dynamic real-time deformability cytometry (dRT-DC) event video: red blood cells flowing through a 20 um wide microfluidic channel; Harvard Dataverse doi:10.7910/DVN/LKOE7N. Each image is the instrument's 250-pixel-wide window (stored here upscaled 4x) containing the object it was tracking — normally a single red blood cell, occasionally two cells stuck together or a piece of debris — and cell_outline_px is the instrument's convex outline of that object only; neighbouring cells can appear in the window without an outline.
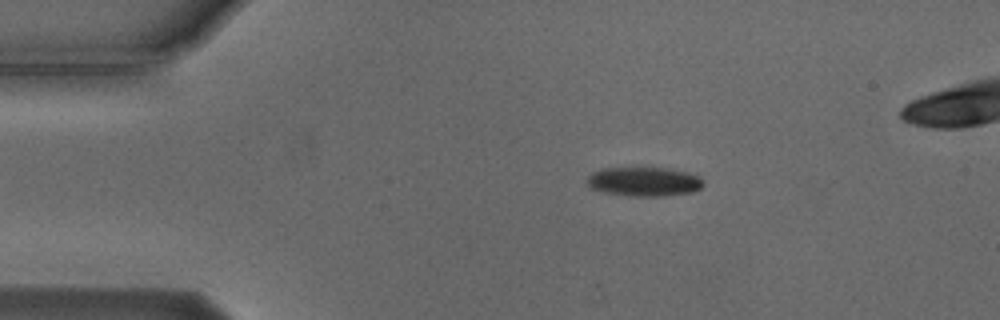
{"species": "Egyptian fruit bat (a non-hibernating species)", "species_latin": "Rousettus aegyptiacus", "temperature_condition": "cold", "stored_images_in_passage": 49, "camera_frame_rate_fps": 3000, "um_per_image_px": 0.085, "animal": {"sex": "male"}, "frame": {"image": 1, "passage_image": 7, "time_ms": 2.0, "image_size_px": [1000, 320], "cell_outline_px": [[704, 184], [700, 188], [692, 192], [664, 196], [628, 196], [604, 192], [592, 188], [588, 184], [588, 176], [592, 172], [600, 168], [664, 168], [688, 172], [704, 180]], "centroid_in_image_um": [54.74, 15.44], "position_along_channel_um": 30.3, "area_um2": 19.71}}
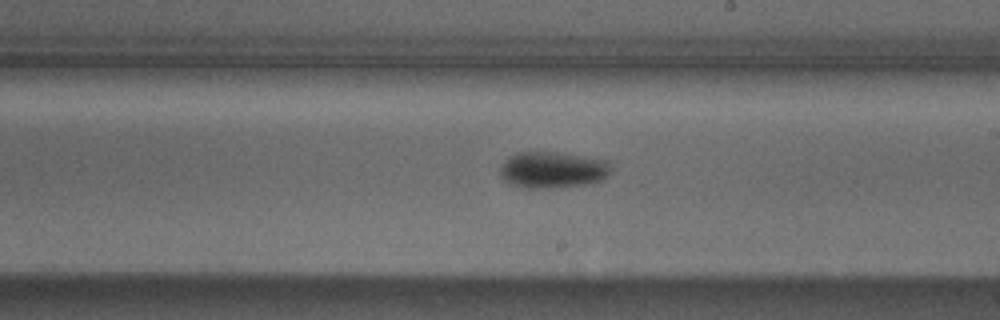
{"frame": {"image": 2, "passage_image": 28, "time_ms": 9.0, "image_size_px": [1000, 320], "cell_outline_px": [[612, 168], [600, 180], [584, 184], [560, 188], [524, 188], [508, 184], [500, 176], [500, 164], [508, 156], [516, 152], [560, 152], [608, 160]], "centroid_in_image_um": [46.91, 14.43], "position_along_channel_um": 242.1, "area_um2": 23.87}}
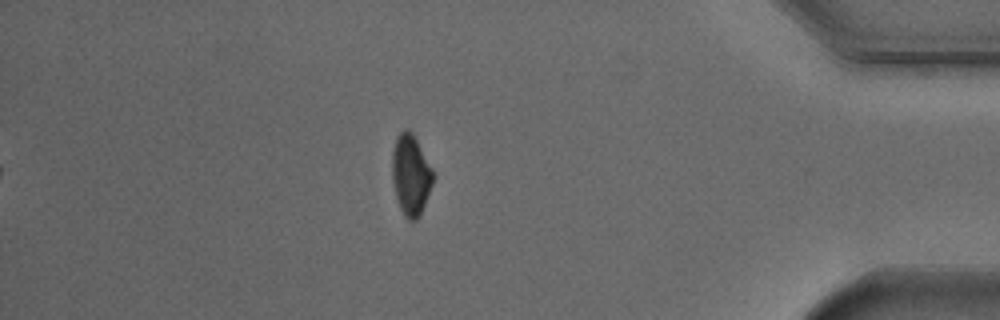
{"frame": {"image": 3, "passage_image": 44, "time_ms": 14.333, "image_size_px": [1000, 320], "cell_outline_px": [[436, 176], [420, 216], [416, 220], [408, 220], [404, 216], [400, 208], [396, 196], [392, 180], [392, 152], [396, 136], [404, 128], [408, 128], [412, 132], [432, 168]], "centroid_in_image_um": [34.92, 14.86], "position_along_channel_um": 400.3, "area_um2": 19.48}, "authors_computed_cell_mechanics": {"area_um2": 20.6346, "velocity_mm_per_s": 3.7456, "shape_relaxation_time_tau1_ms": 1.7677, "shape_relaxation_time_tau2_ms": null, "deformation_change_tau1": 0.0846, "deformation_change_tau2": null}}